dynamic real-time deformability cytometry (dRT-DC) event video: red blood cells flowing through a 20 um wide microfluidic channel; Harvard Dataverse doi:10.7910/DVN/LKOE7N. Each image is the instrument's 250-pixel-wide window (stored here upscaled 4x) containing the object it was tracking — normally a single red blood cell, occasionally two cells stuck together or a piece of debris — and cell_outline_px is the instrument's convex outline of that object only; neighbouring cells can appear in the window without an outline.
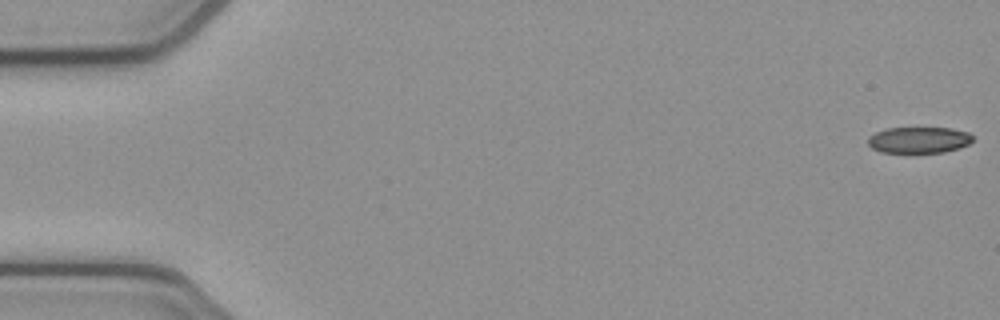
{"species": "common noctule bat (a hibernating species)", "species_latin": "Nyctalus noctula", "temperature_condition": "cold", "stored_images_in_passage": 53, "camera_frame_rate_fps": 3000, "um_per_image_px": 0.085, "animal": {"sex": "female", "body_mass_g": 21.9}, "frame": {"image": 1, "passage_image": 1, "time_ms": 0.0, "image_size_px": [1000, 320], "cell_outline_px": [[972, 140], [968, 144], [960, 148], [944, 152], [880, 152], [872, 148], [868, 144], [868, 136], [876, 132], [888, 128], [952, 128], [968, 132], [972, 136]], "centroid_in_image_um": [78.1, 11.89], "position_along_channel_um": 6.9, "area_um2": 15.95}}
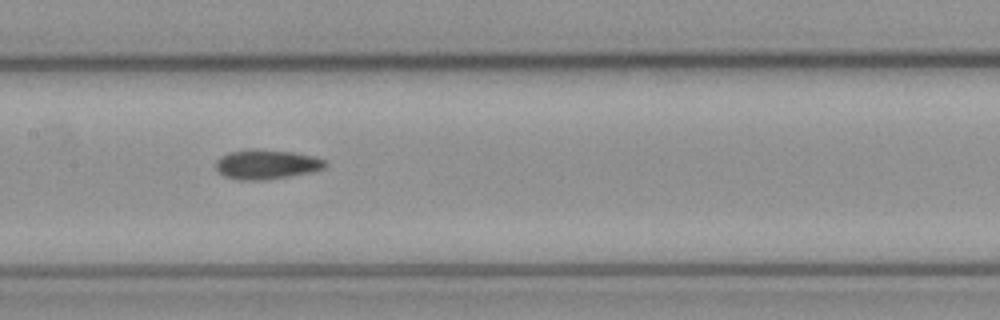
{"frame": {"image": 2, "passage_image": 26, "time_ms": 8.333, "image_size_px": [1000, 320], "cell_outline_px": [[328, 164], [324, 168], [312, 172], [268, 180], [236, 180], [224, 176], [216, 168], [216, 160], [220, 156], [228, 152], [292, 152], [312, 156], [324, 160]], "centroid_in_image_um": [22.67, 14.03], "position_along_channel_um": 184.7, "area_um2": 18.09}}
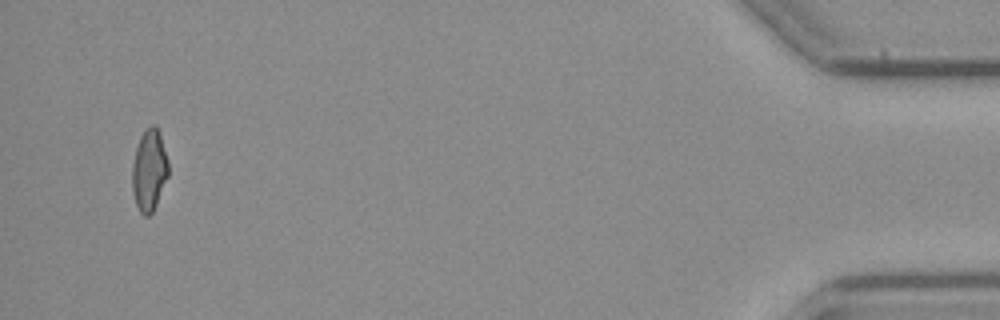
{"frame": {"image": 3, "passage_image": 51, "time_ms": 16.667, "image_size_px": [1000, 320], "cell_outline_px": [[168, 176], [156, 204], [152, 212], [148, 216], [144, 216], [140, 212], [136, 204], [132, 192], [132, 164], [136, 148], [140, 136], [144, 128], [152, 124], [156, 124], [160, 132], [168, 160]], "centroid_in_image_um": [12.68, 14.42], "position_along_channel_um": 422.5, "area_um2": 17.4}, "authors_computed_cell_mechanics": {"area_um2": 18.0336, "velocity_mm_per_s": 3.8812, "shape_relaxation_time_tau1_ms": null, "shape_relaxation_time_tau2_ms": 3.6316, "deformation_change_tau1": null, "deformation_change_tau2": 0.1121}}